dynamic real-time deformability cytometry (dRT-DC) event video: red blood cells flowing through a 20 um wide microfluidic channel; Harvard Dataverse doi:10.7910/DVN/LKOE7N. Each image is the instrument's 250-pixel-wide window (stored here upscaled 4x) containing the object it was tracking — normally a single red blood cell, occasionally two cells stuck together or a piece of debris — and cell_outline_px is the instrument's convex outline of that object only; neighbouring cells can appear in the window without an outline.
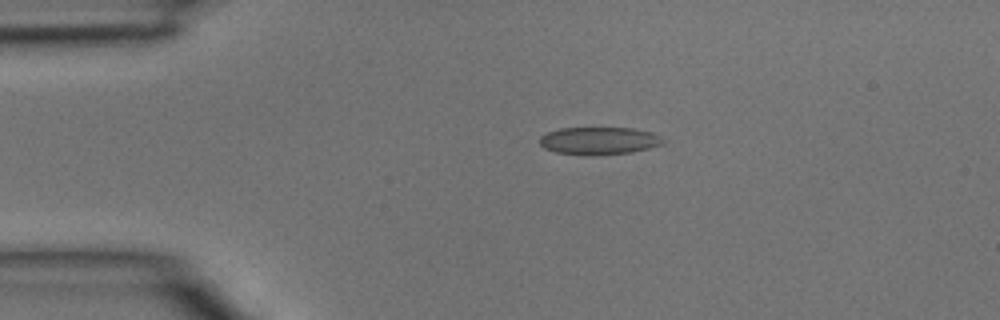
{"species": "common noctule bat (a hibernating species)", "species_latin": "Nyctalus noctula", "temperature_condition": "room temperature", "stored_images_in_passage": 3, "camera_frame_rate_fps": 3000, "um_per_image_px": 0.085, "animal": {"sex": "male", "body_mass_g": 15.6}, "frame": {"image": 1, "passage_image": 2, "time_ms": 0.333, "image_size_px": [1000, 320], "cell_outline_px": [[664, 144], [632, 152], [596, 156], [556, 152], [544, 148], [540, 144], [540, 136], [548, 132], [560, 128], [632, 128], [652, 132], [660, 136], [664, 140]], "centroid_in_image_um": [50.93, 11.97], "position_along_channel_um": 34.1, "area_um2": 19.88}}